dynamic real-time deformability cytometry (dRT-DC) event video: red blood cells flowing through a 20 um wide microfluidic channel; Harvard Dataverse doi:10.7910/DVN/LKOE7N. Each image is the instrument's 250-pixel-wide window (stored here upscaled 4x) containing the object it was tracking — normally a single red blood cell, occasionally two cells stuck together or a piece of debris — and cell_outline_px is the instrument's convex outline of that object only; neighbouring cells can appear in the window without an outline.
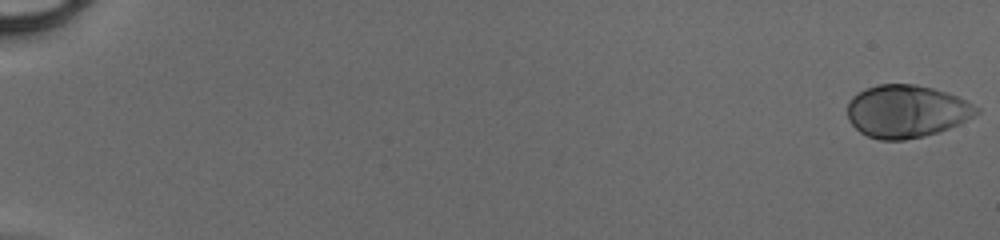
{"species": "human", "species_latin": "Homo sapiens", "temperature_condition": "cold", "stored_images_in_passage": 50, "camera_frame_rate_fps": 3000, "um_per_image_px": 0.085, "donor": {"sex": "male"}, "frame": {"image": 1, "passage_image": 1, "time_ms": 0.0, "image_size_px": [1000, 240], "cell_outline_px": [[980, 112], [960, 124], [924, 136], [904, 140], [880, 140], [868, 136], [860, 132], [848, 120], [848, 100], [852, 96], [876, 84], [916, 84], [948, 92], [980, 108]], "centroid_in_image_um": [77.05, 9.46], "position_along_channel_um": 8.0, "area_um2": 39.54}}
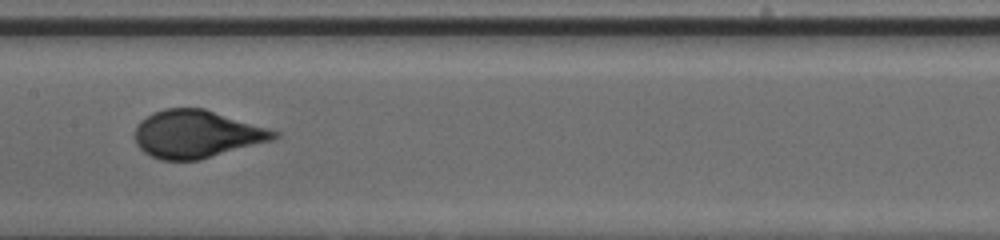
{"frame": {"image": 2, "passage_image": 28, "time_ms": 9.0, "image_size_px": [1000, 240], "cell_outline_px": [[280, 136], [276, 140], [200, 160], [160, 160], [144, 152], [136, 144], [136, 124], [140, 120], [152, 112], [164, 108], [204, 108], [268, 128], [280, 132]], "centroid_in_image_um": [16.75, 11.4], "position_along_channel_um": 190.7, "area_um2": 39.02}}
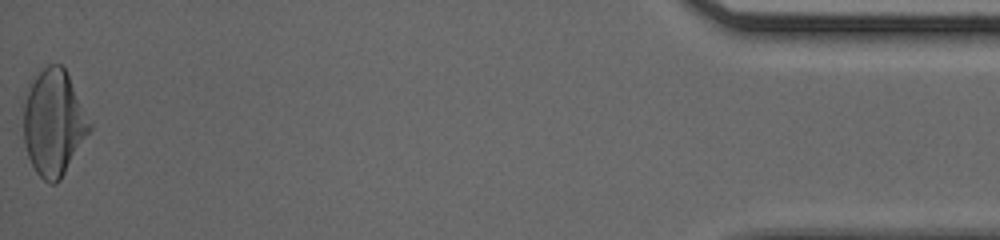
{"frame": {"image": 3, "passage_image": 50, "time_ms": 16.333, "image_size_px": [1000, 240], "cell_outline_px": [[92, 128], [60, 180], [56, 184], [48, 184], [36, 172], [28, 156], [24, 144], [24, 104], [28, 84], [48, 64], [60, 64], [64, 68], [92, 124]], "centroid_in_image_um": [4.55, 10.45], "position_along_channel_um": 430.6, "area_um2": 40.46}}